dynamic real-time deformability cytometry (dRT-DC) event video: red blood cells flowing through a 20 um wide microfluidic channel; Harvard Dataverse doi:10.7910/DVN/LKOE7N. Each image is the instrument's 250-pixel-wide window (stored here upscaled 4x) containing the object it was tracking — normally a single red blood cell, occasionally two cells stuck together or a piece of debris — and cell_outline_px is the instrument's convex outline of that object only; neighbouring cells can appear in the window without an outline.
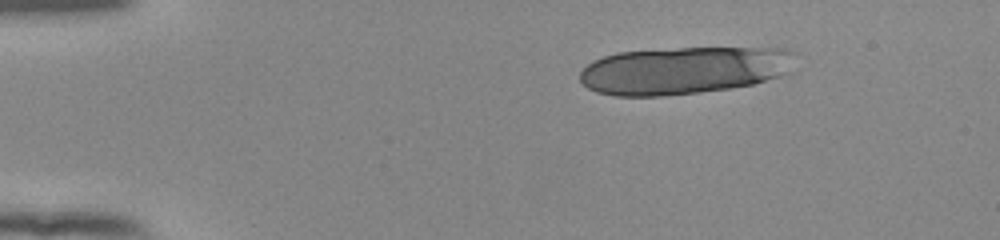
{"species": "human", "species_latin": "Homo sapiens", "temperature_condition": "room temperature", "stored_images_in_passage": 19, "camera_frame_rate_fps": 3000, "um_per_image_px": 0.085, "donor": {"sex": "female"}, "frame": {"image": 1, "passage_image": 8, "time_ms": 2.333, "image_size_px": [1000, 240], "cell_outline_px": [[796, 52], [792, 72], [780, 76], [752, 84], [732, 88], [700, 92], [660, 96], [616, 96], [596, 92], [588, 88], [580, 80], [580, 72], [592, 60], [616, 52], [680, 48], [788, 48]], "centroid_in_image_um": [58.16, 5.97], "position_along_channel_um": 26.8, "area_um2": 60.05}}